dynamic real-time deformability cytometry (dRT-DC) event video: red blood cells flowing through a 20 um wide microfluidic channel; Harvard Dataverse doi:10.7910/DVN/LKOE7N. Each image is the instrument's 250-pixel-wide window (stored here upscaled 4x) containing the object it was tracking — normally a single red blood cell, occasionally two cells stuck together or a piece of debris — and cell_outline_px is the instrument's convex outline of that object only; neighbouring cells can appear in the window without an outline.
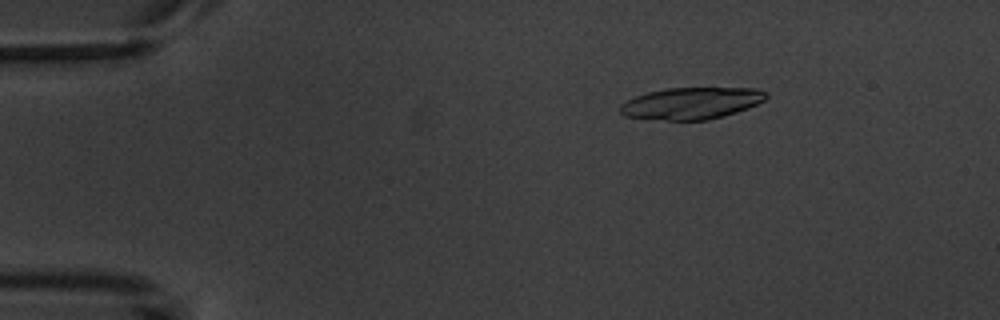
{"species": "common noctule bat (a hibernating species)", "species_latin": "Nyctalus noctula", "temperature_condition": "warm", "stored_images_in_passage": 4, "camera_frame_rate_fps": 3000, "um_per_image_px": 0.085, "animal": {"sex": "male", "body_mass_g": 20.1, "forearm_length_mm": 53.5}, "frame": {"image": 1, "passage_image": 2, "time_ms": 1.0, "image_size_px": [1000, 320], "cell_outline_px": [[768, 96], [764, 100], [748, 108], [724, 116], [708, 120], [668, 120], [624, 116], [620, 112], [620, 104], [636, 96], [648, 92], [668, 88], [756, 88], [768, 92]], "centroid_in_image_um": [58.8, 8.77], "position_along_channel_um": 26.2, "area_um2": 26.93}}